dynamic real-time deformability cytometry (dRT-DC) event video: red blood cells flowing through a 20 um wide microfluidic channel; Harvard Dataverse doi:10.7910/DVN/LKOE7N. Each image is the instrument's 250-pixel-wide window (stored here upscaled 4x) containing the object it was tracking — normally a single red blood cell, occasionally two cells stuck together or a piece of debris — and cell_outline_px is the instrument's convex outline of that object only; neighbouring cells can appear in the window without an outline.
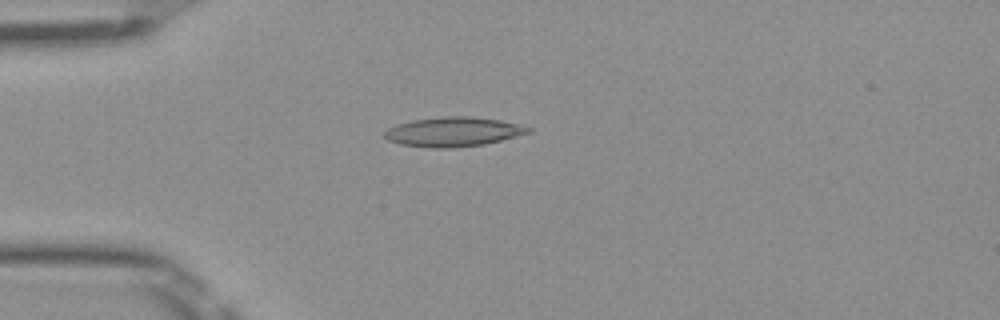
{"species": "Egyptian fruit bat (a non-hibernating species)", "species_latin": "Rousettus aegyptiacus", "temperature_condition": "room temperature", "stored_images_in_passage": 50, "camera_frame_rate_fps": 3000, "um_per_image_px": 0.085, "frame": {"image": 1, "passage_image": 13, "time_ms": 4.0, "image_size_px": [1000, 320], "cell_outline_px": [[532, 132], [484, 144], [452, 148], [428, 148], [400, 144], [388, 140], [384, 136], [384, 132], [388, 128], [396, 124], [412, 120], [444, 116], [472, 116], [500, 120], [532, 128]], "centroid_in_image_um": [38.49, 11.2], "position_along_channel_um": 46.5, "area_um2": 24.68}}
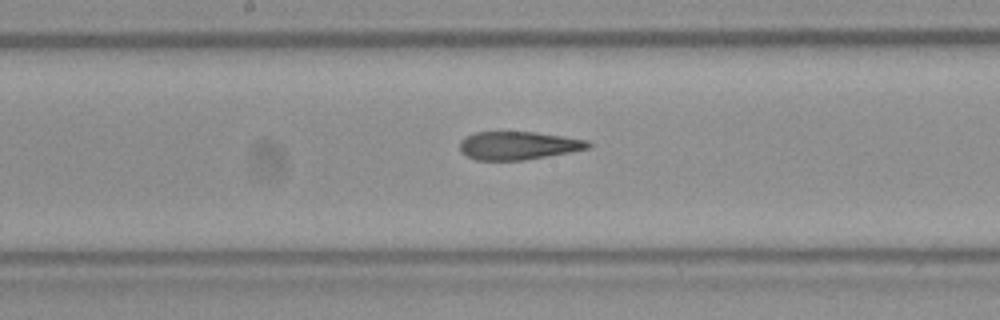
{"frame": {"image": 2, "passage_image": 26, "time_ms": 8.333, "image_size_px": [1000, 320], "cell_outline_px": [[592, 148], [572, 152], [524, 160], [476, 160], [460, 152], [460, 140], [464, 136], [476, 132], [536, 132], [564, 136], [588, 140], [592, 144]], "centroid_in_image_um": [44.08, 12.37], "position_along_channel_um": 204.1, "area_um2": 21.33}}
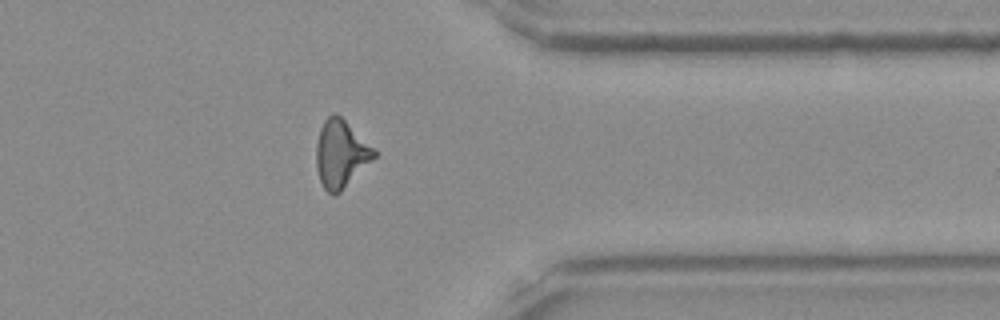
{"frame": {"image": 3, "passage_image": 40, "time_ms": 13.0, "image_size_px": [1000, 320], "cell_outline_px": [[376, 156], [340, 192], [332, 196], [324, 188], [320, 180], [316, 164], [316, 144], [320, 128], [324, 120], [332, 112], [336, 112], [376, 148]], "centroid_in_image_um": [28.97, 13.05], "position_along_channel_um": 382.4, "area_um2": 22.83}, "authors_computed_cell_mechanics": {"area_um2": 22.253, "velocity_mm_per_s": 4.0296, "shape_relaxation_time_tau1_ms": null, "shape_relaxation_time_tau2_ms": 2.8992, "deformation_change_tau1": null, "deformation_change_tau2": 0.1273}}